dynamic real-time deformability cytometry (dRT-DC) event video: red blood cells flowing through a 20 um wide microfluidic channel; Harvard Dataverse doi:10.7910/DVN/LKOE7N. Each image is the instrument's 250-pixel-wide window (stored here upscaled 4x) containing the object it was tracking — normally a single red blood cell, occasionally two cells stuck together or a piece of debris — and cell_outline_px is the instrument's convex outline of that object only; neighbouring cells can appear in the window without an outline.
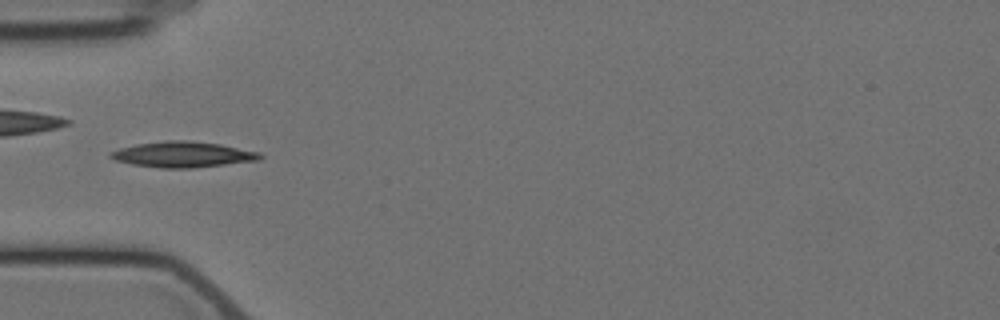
{"species": "Egyptian fruit bat (a non-hibernating species)", "species_latin": "Rousettus aegyptiacus", "temperature_condition": "cold", "stored_images_in_passage": 8, "camera_frame_rate_fps": 3000, "um_per_image_px": 0.085, "animal": {"sex": "female"}, "frame": {"image": 1, "passage_image": 4, "time_ms": 3.667, "image_size_px": [1000, 320], "cell_outline_px": [[264, 156], [260, 160], [192, 168], [160, 168], [132, 164], [116, 160], [108, 156], [108, 152], [120, 148], [136, 144], [164, 140], [188, 140], [220, 144], [260, 152]], "centroid_in_image_um": [15.54, 13.12], "position_along_channel_um": 69.5, "area_um2": 22.48}}
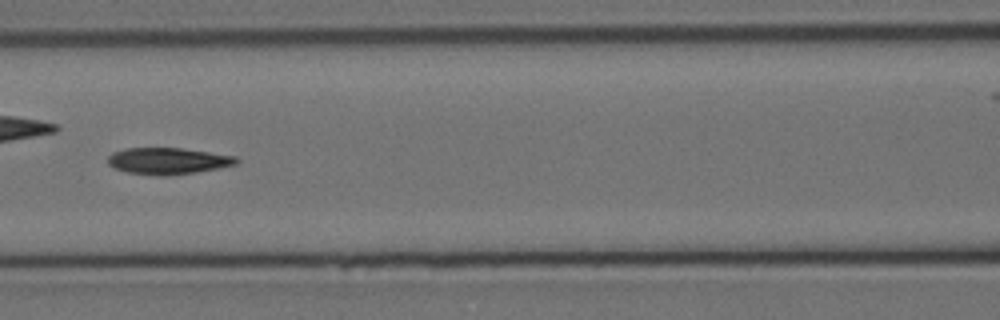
{"frame": {"image": 2, "passage_image": 6, "time_ms": 6.0, "image_size_px": [1000, 320], "cell_outline_px": [[240, 160], [236, 164], [196, 172], [168, 176], [156, 176], [128, 172], [116, 168], [108, 164], [108, 156], [112, 152], [124, 148], [180, 148], [236, 156]], "centroid_in_image_um": [14.25, 13.68], "position_along_channel_um": 152.3, "area_um2": 19.83}}
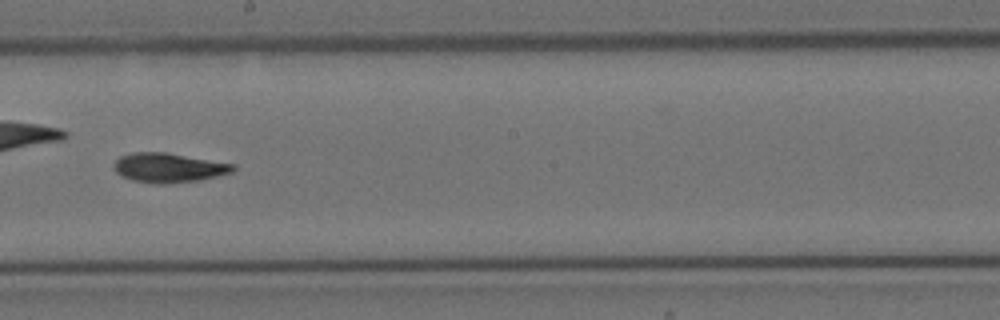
{"frame": {"image": 3, "passage_image": 8, "time_ms": 8.333, "image_size_px": [1000, 320], "cell_outline_px": [[236, 168], [232, 172], [200, 180], [164, 184], [152, 184], [132, 180], [120, 176], [116, 172], [112, 164], [120, 156], [132, 152], [168, 152], [236, 164]], "centroid_in_image_um": [14.32, 14.25], "position_along_channel_um": 233.9, "area_um2": 20.75}}